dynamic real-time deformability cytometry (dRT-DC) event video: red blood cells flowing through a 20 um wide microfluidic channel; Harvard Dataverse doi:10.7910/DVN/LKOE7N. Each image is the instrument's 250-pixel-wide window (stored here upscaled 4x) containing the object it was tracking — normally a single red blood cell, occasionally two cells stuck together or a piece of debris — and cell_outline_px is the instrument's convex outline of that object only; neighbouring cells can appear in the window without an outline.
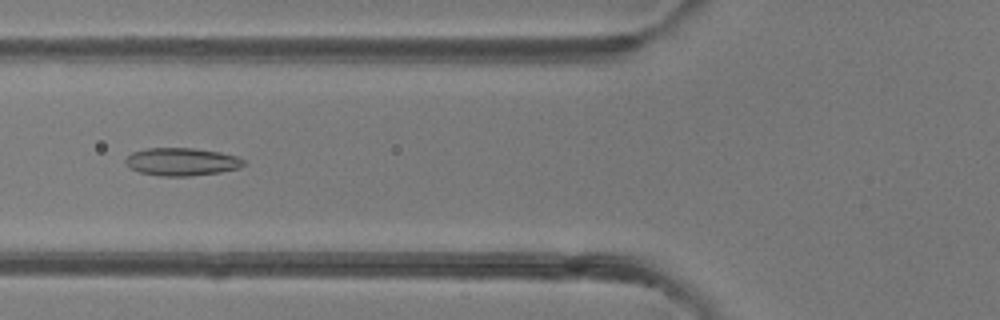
{"species": "common noctule bat (a hibernating species)", "species_latin": "Nyctalus noctula", "temperature_condition": "room temperature", "stored_images_in_passage": 47, "camera_frame_rate_fps": 3000, "um_per_image_px": 0.085, "animal": {"sex": "female"}, "frame": {"image": 1, "passage_image": 17, "time_ms": 5.333, "image_size_px": [1000, 320], "cell_outline_px": [[244, 164], [240, 168], [220, 172], [188, 176], [160, 176], [140, 172], [124, 164], [124, 160], [132, 152], [144, 148], [192, 148], [220, 152], [236, 156], [244, 160]], "centroid_in_image_um": [15.42, 13.74], "position_along_channel_um": 110.4, "area_um2": 19.13}}
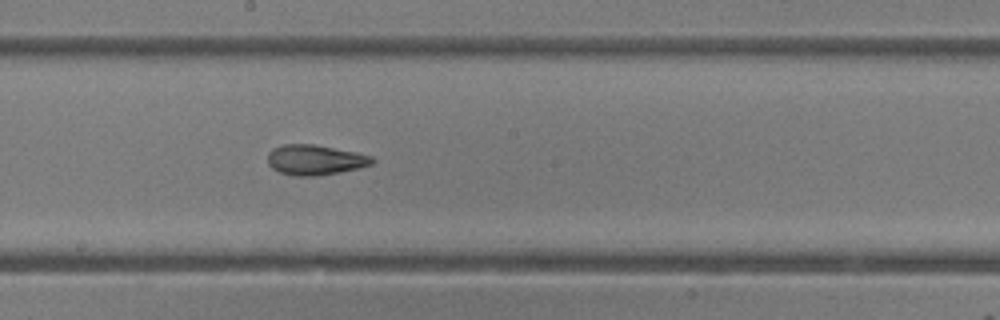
{"frame": {"image": 2, "passage_image": 25, "time_ms": 8.0, "image_size_px": [1000, 320], "cell_outline_px": [[376, 160], [372, 164], [360, 168], [340, 172], [316, 176], [292, 176], [280, 172], [272, 168], [268, 164], [268, 152], [272, 148], [284, 144], [312, 144], [356, 152], [372, 156]], "centroid_in_image_um": [26.78, 13.59], "position_along_channel_um": 221.4, "area_um2": 18.5}}
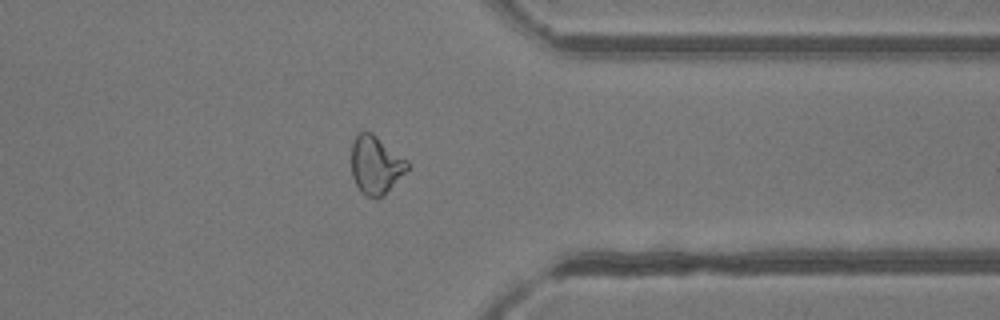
{"frame": {"image": 3, "passage_image": 37, "time_ms": 12.0, "image_size_px": [1000, 320], "cell_outline_px": [[408, 168], [376, 200], [360, 192], [352, 176], [352, 144], [356, 132], [372, 132], [408, 160]], "centroid_in_image_um": [31.9, 13.98], "position_along_channel_um": 379.5, "area_um2": 18.61}, "authors_computed_cell_mechanics": {"area_um2": 19.652, "velocity_mm_per_s": 4.1539, "shape_relaxation_time_tau1_ms": null, "shape_relaxation_time_tau2_ms": 2.6567, "deformation_change_tau1": null, "deformation_change_tau2": 0.0887}}